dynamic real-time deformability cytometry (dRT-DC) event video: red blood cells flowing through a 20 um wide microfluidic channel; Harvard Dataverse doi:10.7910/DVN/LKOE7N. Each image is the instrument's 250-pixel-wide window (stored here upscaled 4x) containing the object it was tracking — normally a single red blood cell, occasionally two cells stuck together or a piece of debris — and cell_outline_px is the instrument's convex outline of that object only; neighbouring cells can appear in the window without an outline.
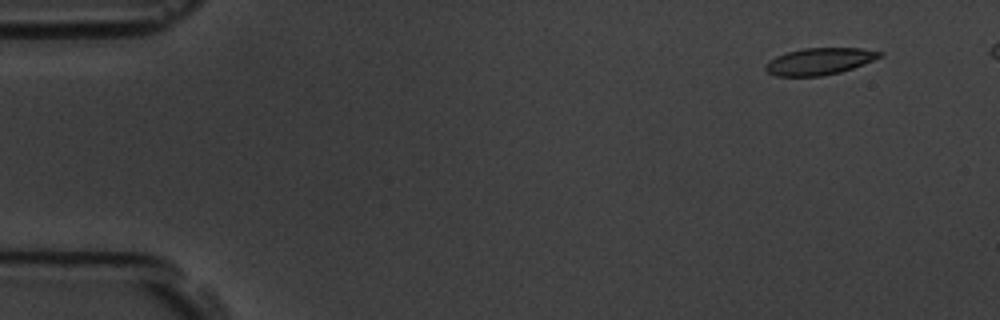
{"species": "common noctule bat (a hibernating species)", "species_latin": "Nyctalus noctula", "temperature_condition": "room temperature", "stored_images_in_passage": 5, "camera_frame_rate_fps": 3000, "um_per_image_px": 0.085, "animal": {"sex": "male", "body_mass_g": 19.5, "forearm_length_mm": 54.6}, "frame": {"image": 1, "passage_image": 1, "time_ms": 0.0, "image_size_px": [1000, 320], "cell_outline_px": [[884, 56], [864, 64], [840, 72], [820, 76], [776, 76], [768, 72], [764, 68], [764, 64], [768, 60], [776, 56], [788, 52], [804, 48], [860, 48], [884, 52]], "centroid_in_image_um": [69.66, 5.21], "position_along_channel_um": 15.3, "area_um2": 17.92}}